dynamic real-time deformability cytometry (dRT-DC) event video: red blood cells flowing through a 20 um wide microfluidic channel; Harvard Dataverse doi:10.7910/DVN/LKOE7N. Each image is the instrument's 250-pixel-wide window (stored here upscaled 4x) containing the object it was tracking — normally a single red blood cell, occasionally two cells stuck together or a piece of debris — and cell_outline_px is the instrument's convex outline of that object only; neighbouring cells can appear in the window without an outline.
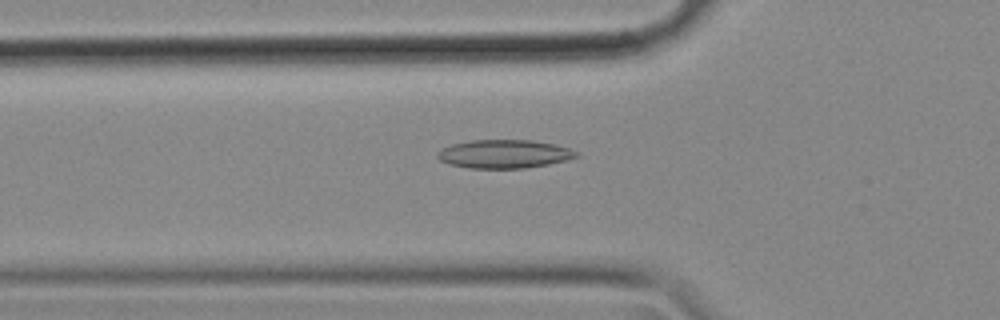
{"species": "common noctule bat (a hibernating species)", "species_latin": "Nyctalus noctula", "temperature_condition": "cold", "stored_images_in_passage": 56, "camera_frame_rate_fps": 3000, "um_per_image_px": 0.085, "animal": {"sex": "female", "body_mass_g": 18.4}, "frame": {"image": 1, "passage_image": 19, "time_ms": 6.0, "image_size_px": [1000, 320], "cell_outline_px": [[580, 156], [548, 164], [524, 168], [468, 168], [448, 164], [440, 160], [436, 156], [436, 152], [452, 144], [472, 140], [532, 140], [556, 144], [580, 152]], "centroid_in_image_um": [42.86, 13.08], "position_along_channel_um": 82.9, "area_um2": 23.06}}
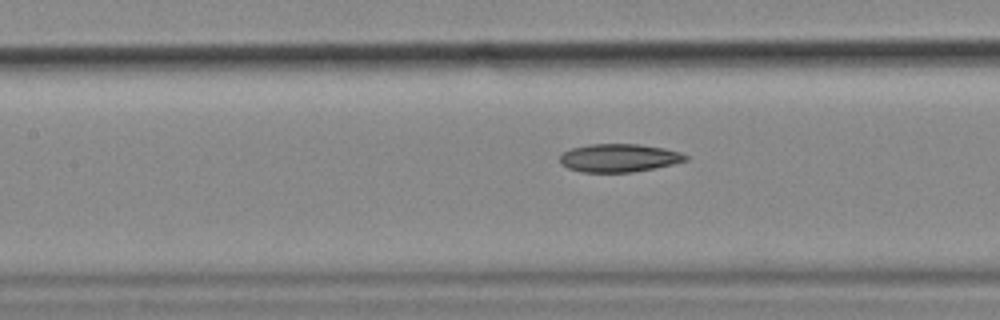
{"frame": {"image": 2, "passage_image": 25, "time_ms": 8.0, "image_size_px": [1000, 320], "cell_outline_px": [[688, 160], [672, 164], [632, 172], [584, 172], [568, 168], [560, 164], [560, 156], [564, 152], [572, 148], [588, 144], [640, 144], [664, 148], [680, 152], [688, 156]], "centroid_in_image_um": [52.61, 13.41], "position_along_channel_um": 154.8, "area_um2": 20.52}}
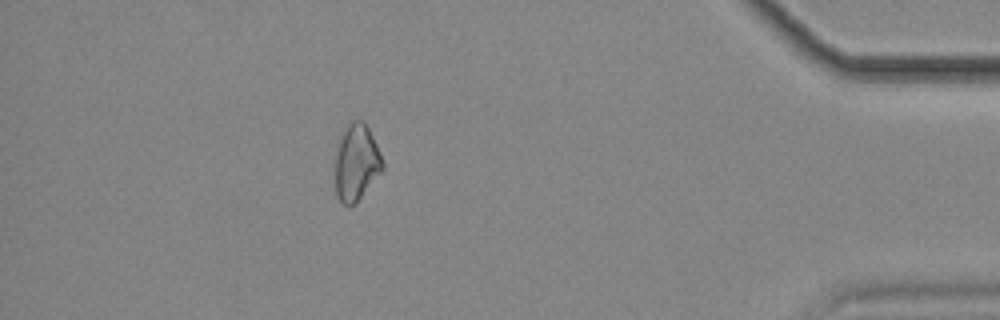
{"frame": {"image": 3, "passage_image": 50, "time_ms": 16.333, "image_size_px": [1000, 320], "cell_outline_px": [[384, 168], [356, 204], [348, 208], [340, 204], [336, 196], [336, 156], [340, 136], [344, 128], [352, 120], [364, 120], [380, 152], [384, 164]], "centroid_in_image_um": [30.29, 13.86], "position_along_channel_um": 404.9, "area_um2": 21.33}}